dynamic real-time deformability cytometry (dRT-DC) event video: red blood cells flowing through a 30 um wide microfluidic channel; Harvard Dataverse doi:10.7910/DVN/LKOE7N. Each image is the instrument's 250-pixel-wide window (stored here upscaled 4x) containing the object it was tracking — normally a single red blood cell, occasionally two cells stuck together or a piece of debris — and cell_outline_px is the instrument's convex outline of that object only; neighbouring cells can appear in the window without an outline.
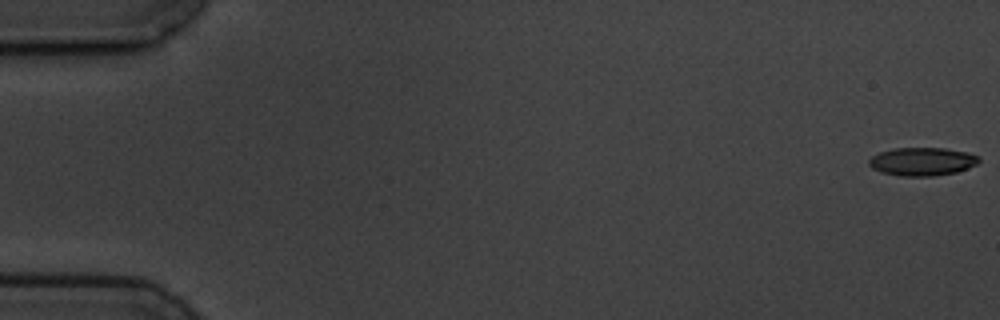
{"species": "common noctule bat (a hibernating species)", "species_latin": "Nyctalus noctula", "temperature_condition": "cold", "stored_images_in_passage": 8, "camera_frame_rate_fps": 3000, "um_per_image_px": 0.085, "animal": {"sex": "male", "body_mass_g": 19.5, "forearm_length_mm": 54.6}, "frame": {"image": 1, "passage_image": 1, "time_ms": 0.0, "image_size_px": [1000, 320], "cell_outline_px": [[980, 160], [976, 164], [968, 168], [956, 172], [932, 176], [900, 176], [880, 172], [872, 168], [868, 164], [868, 160], [872, 156], [880, 152], [896, 148], [944, 148], [968, 152], [980, 156]], "centroid_in_image_um": [78.39, 13.73], "position_along_channel_um": 6.6, "area_um2": 18.15}}
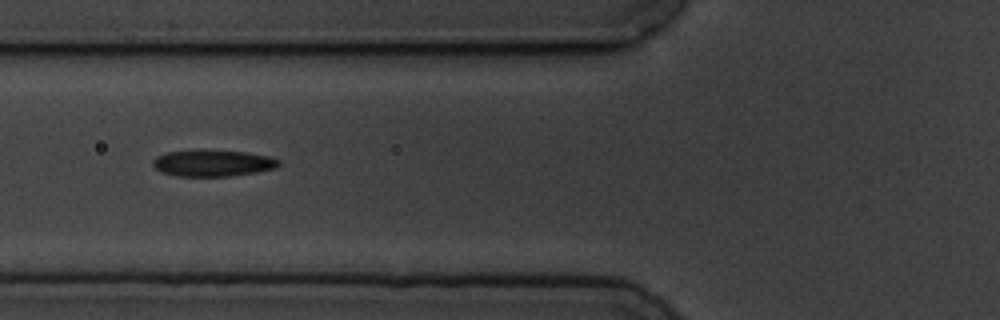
{"frame": {"image": 2, "passage_image": 6, "time_ms": 7.0, "image_size_px": [1000, 320], "cell_outline_px": [[280, 164], [276, 168], [256, 172], [228, 176], [176, 176], [160, 172], [152, 164], [152, 160], [156, 156], [168, 152], [248, 152], [268, 156], [280, 160]], "centroid_in_image_um": [18.1, 13.9], "position_along_channel_um": 107.7, "area_um2": 18.79}}
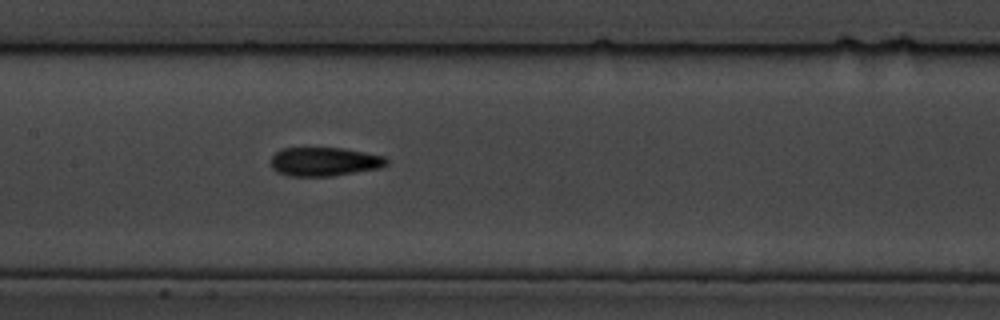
{"frame": {"image": 3, "passage_image": 8, "time_ms": 9.0, "image_size_px": [1000, 320], "cell_outline_px": [[388, 164], [380, 168], [332, 176], [288, 176], [276, 172], [272, 168], [272, 156], [280, 148], [340, 148], [364, 152], [384, 156], [388, 160]], "centroid_in_image_um": [27.56, 13.74], "position_along_channel_um": 179.8, "area_um2": 19.42}}